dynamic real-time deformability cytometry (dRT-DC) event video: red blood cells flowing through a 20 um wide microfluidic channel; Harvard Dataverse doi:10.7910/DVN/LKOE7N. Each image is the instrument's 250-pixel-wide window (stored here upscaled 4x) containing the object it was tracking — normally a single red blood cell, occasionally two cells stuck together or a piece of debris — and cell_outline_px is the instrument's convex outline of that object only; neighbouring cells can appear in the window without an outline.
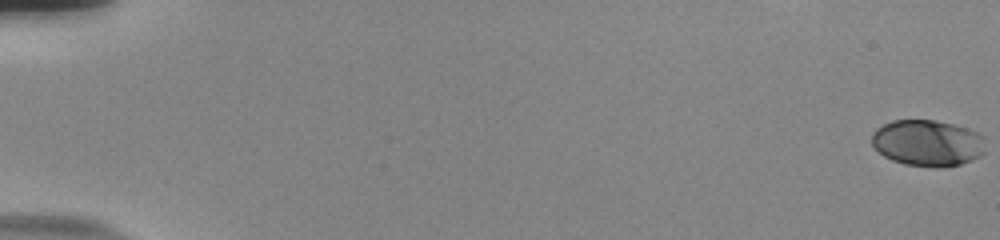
{"species": "human", "species_latin": "Homo sapiens", "temperature_condition": "room temperature", "stored_images_in_passage": 58, "camera_frame_rate_fps": 3000, "um_per_image_px": 0.085, "donor": {"sex": "male"}, "frame": {"image": 1, "passage_image": 1, "time_ms": 0.0, "image_size_px": [1000, 240], "cell_outline_px": [[984, 152], [980, 156], [960, 164], [944, 168], [936, 168], [904, 164], [892, 160], [884, 156], [872, 144], [872, 132], [876, 128], [892, 120], [936, 120], [952, 124], [976, 132], [984, 136]], "centroid_in_image_um": [78.84, 12.16], "position_along_channel_um": 6.2, "area_um2": 30.75}}
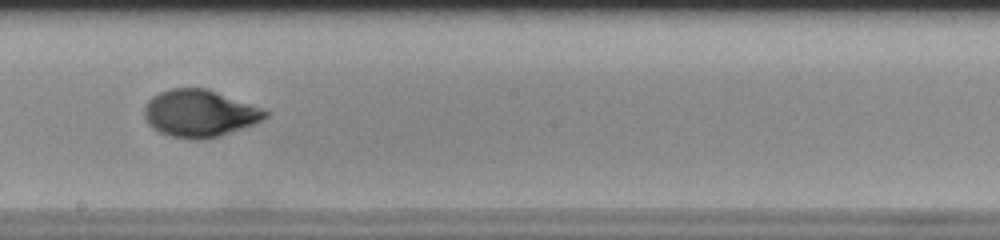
{"frame": {"image": 2, "passage_image": 35, "time_ms": 11.333, "image_size_px": [1000, 240], "cell_outline_px": [[268, 116], [252, 124], [220, 136], [192, 140], [172, 136], [160, 132], [152, 128], [148, 124], [144, 116], [144, 104], [152, 96], [160, 92], [172, 88], [208, 88], [260, 108], [268, 112]], "centroid_in_image_um": [16.9, 9.63], "position_along_channel_um": 231.3, "area_um2": 32.95}}
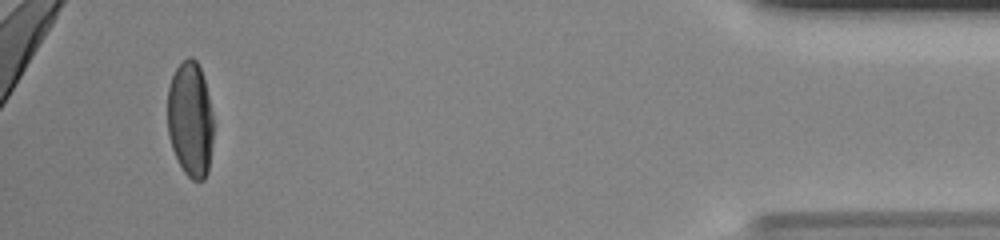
{"frame": {"image": 3, "passage_image": 55, "time_ms": 18.0, "image_size_px": [1000, 240], "cell_outline_px": [[212, 144], [208, 172], [204, 180], [192, 180], [184, 172], [172, 148], [168, 136], [168, 88], [172, 76], [176, 68], [188, 56], [192, 56], [196, 60], [200, 68], [204, 80], [212, 112]], "centroid_in_image_um": [16.17, 10.15], "position_along_channel_um": 419.0, "area_um2": 30.75}, "authors_computed_cell_mechanics": {"area_um2": 32.0501, "velocity_mm_per_s": 3.736, "shape_relaxation_time_tau1_ms": 4.6925, "shape_relaxation_time_tau2_ms": 0.9648, "deformation_change_tau1": 0.2065, "deformation_change_tau2": 0.0394}}